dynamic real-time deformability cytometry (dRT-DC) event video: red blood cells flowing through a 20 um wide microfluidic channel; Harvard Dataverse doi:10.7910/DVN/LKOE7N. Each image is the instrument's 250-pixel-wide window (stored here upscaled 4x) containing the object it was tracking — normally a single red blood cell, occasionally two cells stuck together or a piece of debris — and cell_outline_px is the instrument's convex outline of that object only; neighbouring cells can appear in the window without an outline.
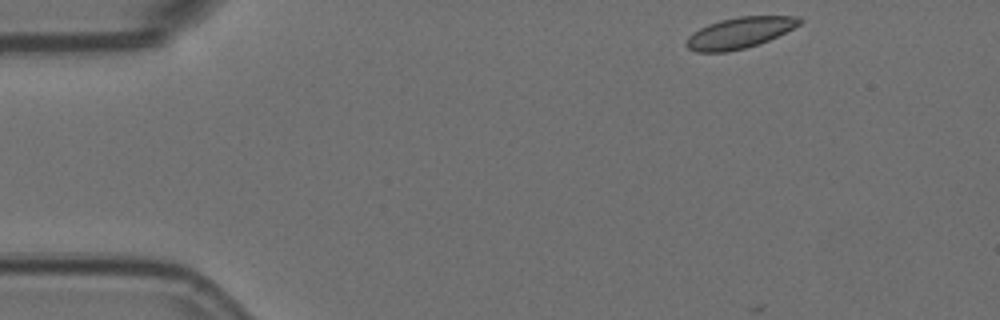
{"species": "Egyptian fruit bat (a non-hibernating species)", "species_latin": "Rousettus aegyptiacus", "temperature_condition": "room temperature", "stored_images_in_passage": 45, "camera_frame_rate_fps": 3000, "um_per_image_px": 0.085, "animal": {"sex": "female"}, "frame": {"image": 1, "passage_image": 1, "time_ms": 0.0, "image_size_px": [1000, 320], "cell_outline_px": [[804, 20], [800, 24], [760, 44], [744, 48], [724, 52], [696, 52], [688, 48], [684, 44], [688, 36], [692, 32], [708, 24], [720, 20], [740, 16], [800, 16]], "centroid_in_image_um": [62.84, 2.78], "position_along_channel_um": 22.2, "area_um2": 20.4}}
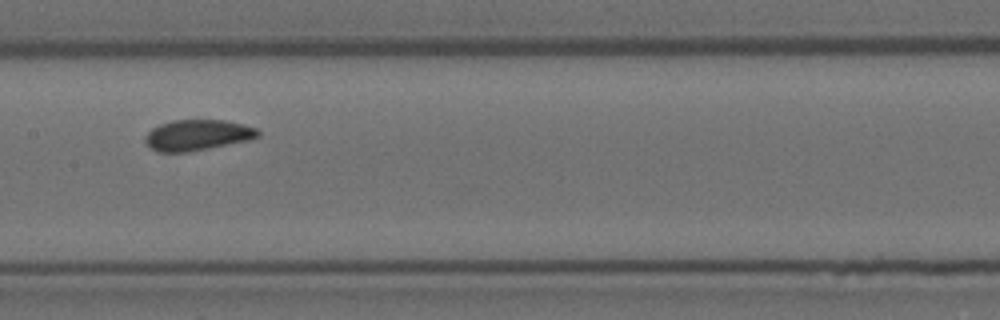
{"frame": {"image": 2, "passage_image": 22, "time_ms": 7.0, "image_size_px": [1000, 320], "cell_outline_px": [[260, 136], [248, 140], [188, 152], [160, 152], [152, 148], [144, 140], [144, 136], [152, 128], [160, 124], [172, 120], [224, 120], [244, 124], [256, 128], [260, 132]], "centroid_in_image_um": [16.78, 11.47], "position_along_channel_um": 190.6, "area_um2": 20.11}}
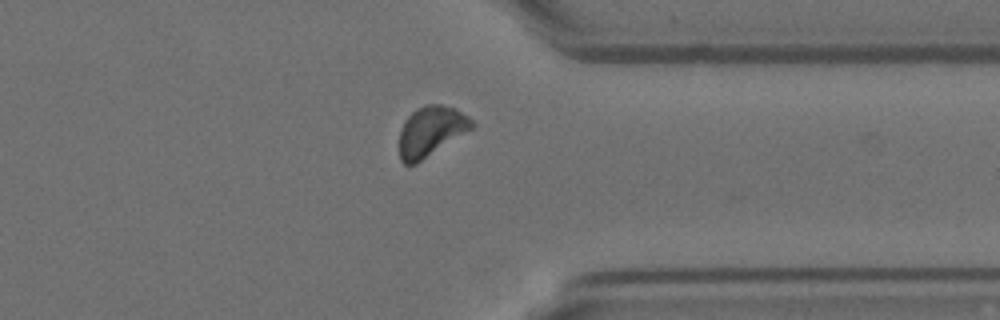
{"frame": {"image": 3, "passage_image": 38, "time_ms": 12.333, "image_size_px": [1000, 320], "cell_outline_px": [[476, 124], [472, 128], [416, 164], [404, 164], [400, 160], [400, 128], [404, 120], [416, 108], [424, 104], [440, 104], [456, 108], [468, 116]], "centroid_in_image_um": [36.61, 11.13], "position_along_channel_um": 374.8, "area_um2": 21.1}, "authors_computed_cell_mechanics": {"area_um2": 20.1722, "velocity_mm_per_s": 3.5505, "shape_relaxation_time_tau1_ms": 10.2491, "shape_relaxation_time_tau2_ms": 1.8483, "deformation_change_tau1": 0.0874, "deformation_change_tau2": 0.0618}}